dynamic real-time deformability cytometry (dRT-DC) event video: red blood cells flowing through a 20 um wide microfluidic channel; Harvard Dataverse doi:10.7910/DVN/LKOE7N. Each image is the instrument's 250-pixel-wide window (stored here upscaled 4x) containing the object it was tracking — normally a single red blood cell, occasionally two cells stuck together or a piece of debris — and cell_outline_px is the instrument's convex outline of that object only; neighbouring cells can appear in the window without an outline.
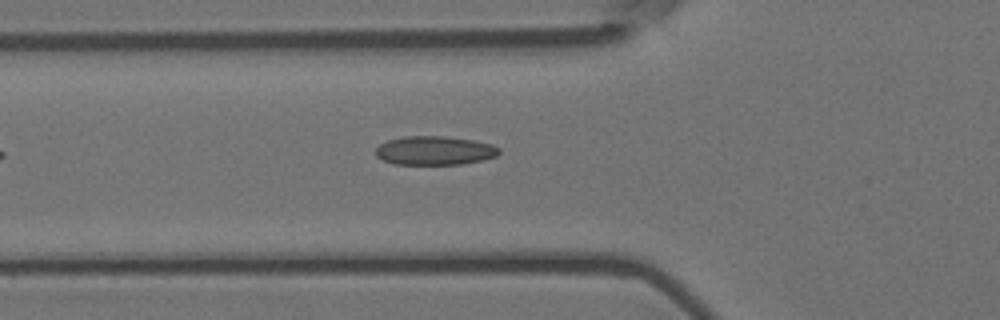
{"species": "Egyptian fruit bat (a non-hibernating species)", "species_latin": "Rousettus aegyptiacus", "temperature_condition": "room temperature", "stored_images_in_passage": 5, "camera_frame_rate_fps": 3000, "um_per_image_px": 0.085, "animal": {"sex": "female"}, "frame": {"image": 1, "passage_image": 5, "time_ms": 1.333, "image_size_px": [1000, 320], "cell_outline_px": [[500, 152], [496, 156], [480, 160], [460, 164], [392, 164], [380, 160], [376, 156], [376, 148], [380, 144], [388, 140], [404, 136], [444, 136], [472, 140], [492, 144], [500, 148]], "centroid_in_image_um": [36.91, 12.8], "position_along_channel_um": 88.9, "area_um2": 20.75}}